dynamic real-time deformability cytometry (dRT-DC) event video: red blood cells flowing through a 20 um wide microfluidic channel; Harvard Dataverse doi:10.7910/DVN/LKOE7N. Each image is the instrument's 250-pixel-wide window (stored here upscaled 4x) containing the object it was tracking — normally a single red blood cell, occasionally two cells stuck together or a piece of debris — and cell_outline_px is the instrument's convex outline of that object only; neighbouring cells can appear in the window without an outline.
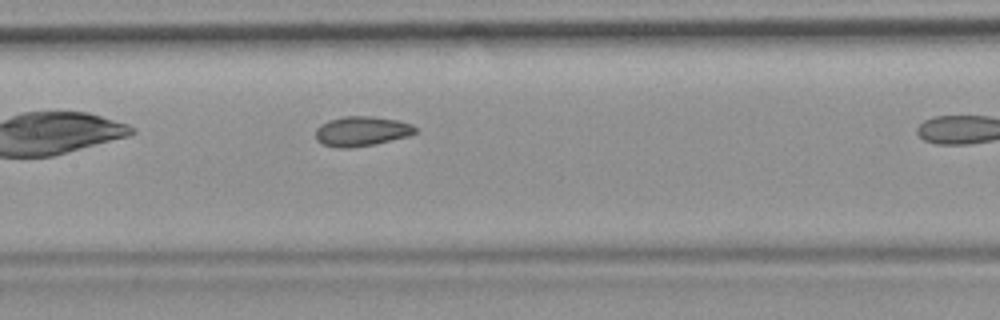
{"species": "common noctule bat (a hibernating species)", "species_latin": "Nyctalus noctula", "temperature_condition": "room temperature", "stored_images_in_passage": 10, "camera_frame_rate_fps": 3000, "um_per_image_px": 0.085, "animal": {"sex": "female", "body_mass_g": 19.9}, "frame": {"image": 1, "passage_image": 9, "time_ms": 2.667, "image_size_px": [1000, 320], "cell_outline_px": [[416, 132], [408, 136], [372, 144], [348, 148], [336, 148], [320, 144], [316, 140], [316, 128], [320, 124], [328, 120], [344, 116], [372, 116], [396, 120], [412, 124], [416, 128]], "centroid_in_image_um": [30.68, 11.15], "position_along_channel_um": 176.7, "area_um2": 17.28}}